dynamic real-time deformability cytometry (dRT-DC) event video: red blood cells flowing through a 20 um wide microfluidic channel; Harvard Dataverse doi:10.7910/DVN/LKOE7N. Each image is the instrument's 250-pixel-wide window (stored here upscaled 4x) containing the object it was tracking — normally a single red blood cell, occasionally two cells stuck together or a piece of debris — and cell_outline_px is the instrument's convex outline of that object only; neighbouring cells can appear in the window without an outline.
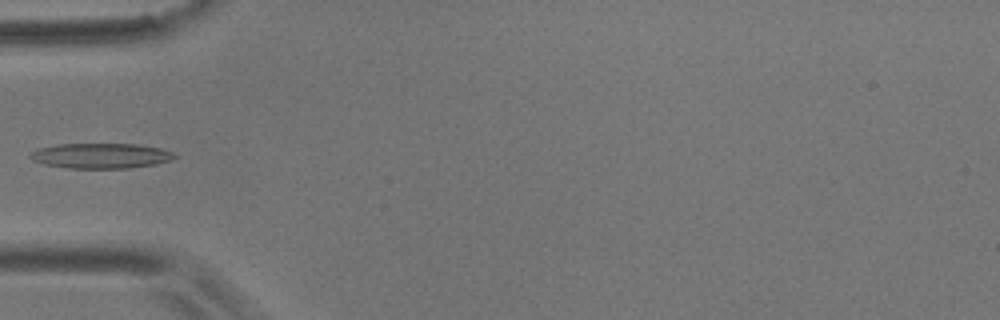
{"species": "common noctule bat (a hibernating species)", "species_latin": "Nyctalus noctula", "temperature_condition": "room temperature", "stored_images_in_passage": 6, "camera_frame_rate_fps": 3000, "um_per_image_px": 0.085, "animal": {"sex": "male", "body_mass_g": 17.9}, "frame": {"image": 1, "passage_image": 6, "time_ms": 1.667, "image_size_px": [1000, 320], "cell_outline_px": [[176, 156], [172, 160], [156, 164], [128, 168], [68, 168], [44, 164], [32, 160], [28, 156], [36, 148], [56, 144], [136, 144], [160, 148], [172, 152]], "centroid_in_image_um": [8.54, 13.24], "position_along_channel_um": 76.5, "area_um2": 21.21}}